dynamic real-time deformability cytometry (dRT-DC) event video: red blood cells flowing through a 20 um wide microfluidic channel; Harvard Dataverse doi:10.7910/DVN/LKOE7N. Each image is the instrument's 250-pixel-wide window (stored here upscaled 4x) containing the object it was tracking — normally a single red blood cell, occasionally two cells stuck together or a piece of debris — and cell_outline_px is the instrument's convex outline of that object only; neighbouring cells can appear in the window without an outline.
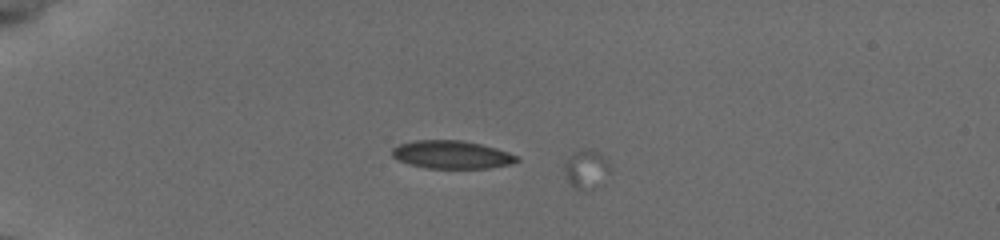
{"species": "common noctule bat (a hibernating species)", "species_latin": "Nyctalus noctula", "temperature_condition": "cold", "stored_images_in_passage": 9, "camera_frame_rate_fps": 3000, "um_per_image_px": 0.085, "animal": {"sex": "female", "body_mass_g": 19.5, "forearm_length_mm": 54.1}, "frame": {"image": 1, "passage_image": 1, "time_ms": 0.0, "image_size_px": [1000, 240], "cell_outline_px": [[608, 172], [604, 184], [584, 192], [580, 192], [572, 188], [564, 176], [564, 164], [576, 152], [584, 148], [588, 148], [600, 152], [608, 164]], "centroid_in_image_um": [49.81, 14.46], "position_along_channel_um": 35.2, "area_um2": 10.58}}